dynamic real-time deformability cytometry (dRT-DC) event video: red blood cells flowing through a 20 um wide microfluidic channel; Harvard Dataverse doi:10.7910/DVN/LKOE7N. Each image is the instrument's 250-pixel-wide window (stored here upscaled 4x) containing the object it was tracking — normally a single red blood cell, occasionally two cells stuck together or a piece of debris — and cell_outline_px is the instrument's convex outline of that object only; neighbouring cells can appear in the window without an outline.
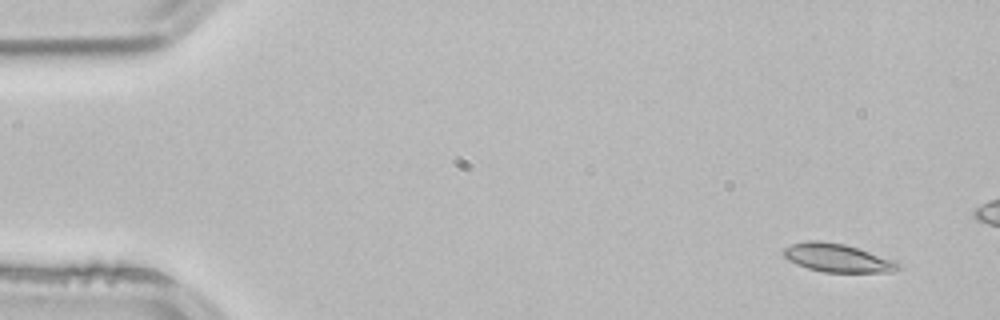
{"species": "common noctule bat (a hibernating species)", "species_latin": "Nyctalus noctula", "temperature_condition": "room temperature", "stored_images_in_passage": 4, "camera_frame_rate_fps": 3000, "um_per_image_px": 0.085, "animal": {"sex": "male", "body_mass_g": 21.5, "forearm_length_mm": 52.0}, "frame": {"image": 1, "passage_image": 1, "time_ms": 0.0, "image_size_px": [1000, 320], "cell_outline_px": [[900, 268], [892, 272], [824, 272], [808, 268], [796, 264], [788, 260], [784, 256], [784, 248], [792, 244], [804, 240], [820, 240], [844, 244], [868, 252], [900, 264]], "centroid_in_image_um": [71.1, 21.92], "position_along_channel_um": 13.9, "area_um2": 18.55}}
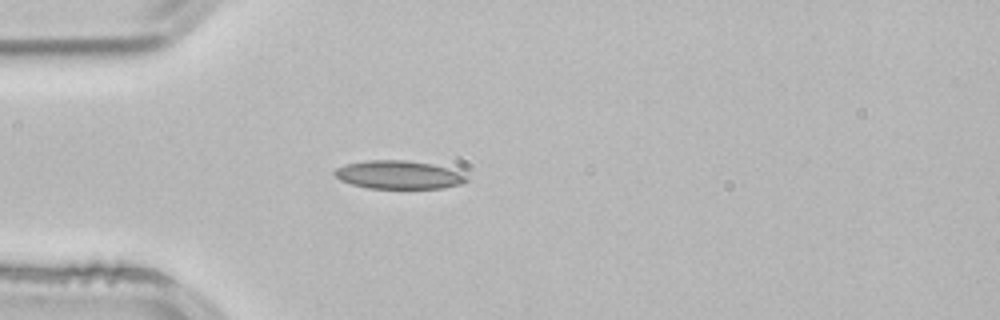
{"frame": {"image": 2, "passage_image": 4, "time_ms": 1.0, "image_size_px": [1000, 320], "cell_outline_px": [[468, 180], [460, 184], [444, 188], [368, 188], [352, 184], [340, 180], [332, 172], [336, 168], [344, 164], [368, 160], [404, 160], [432, 164], [468, 176]], "centroid_in_image_um": [33.83, 14.86], "position_along_channel_um": 51.2, "area_um2": 21.5}}